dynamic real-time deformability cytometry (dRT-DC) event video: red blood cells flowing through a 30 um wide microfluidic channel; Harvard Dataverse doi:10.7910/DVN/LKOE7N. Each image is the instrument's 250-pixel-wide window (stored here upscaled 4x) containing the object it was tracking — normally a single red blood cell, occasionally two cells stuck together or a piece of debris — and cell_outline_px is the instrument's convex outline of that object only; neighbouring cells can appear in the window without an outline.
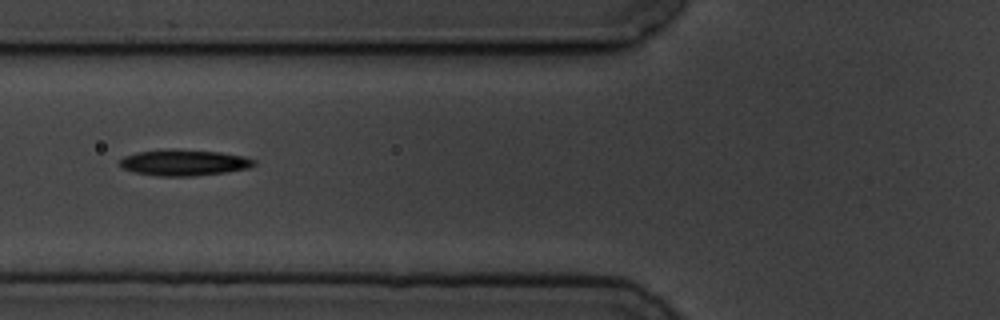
{"species": "common noctule bat (a hibernating species)", "species_latin": "Nyctalus noctula", "temperature_condition": "cold", "stored_images_in_passage": 7, "camera_frame_rate_fps": 3000, "um_per_image_px": 0.085, "animal": {"sex": "male", "body_mass_g": 19.5, "forearm_length_mm": 54.6}, "frame": {"image": 1, "passage_image": 3, "time_ms": 3.333, "image_size_px": [1000, 320], "cell_outline_px": [[256, 164], [248, 168], [224, 172], [196, 176], [160, 176], [132, 172], [120, 168], [120, 160], [124, 156], [136, 152], [220, 152], [244, 156], [256, 160]], "centroid_in_image_um": [15.65, 13.88], "position_along_channel_um": 110.1, "area_um2": 19.42}}
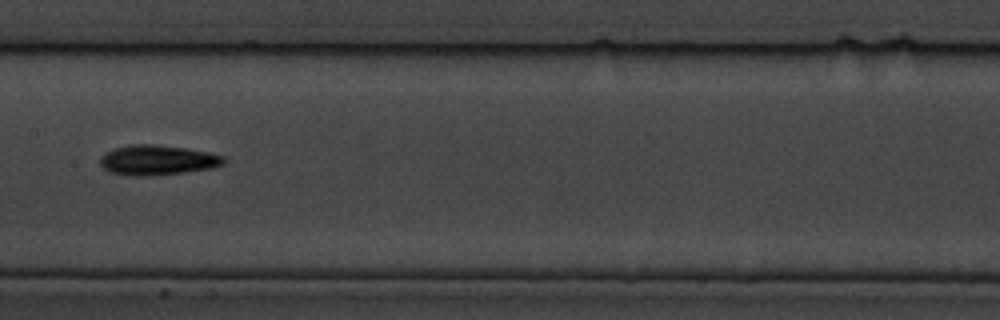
{"frame": {"image": 2, "passage_image": 5, "time_ms": 5.667, "image_size_px": [1000, 320], "cell_outline_px": [[228, 160], [224, 164], [212, 168], [184, 172], [152, 176], [132, 176], [108, 172], [100, 164], [100, 156], [116, 148], [132, 144], [152, 144], [184, 148], [208, 152], [224, 156]], "centroid_in_image_um": [13.4, 13.62], "position_along_channel_um": 194.0, "area_um2": 21.62}}
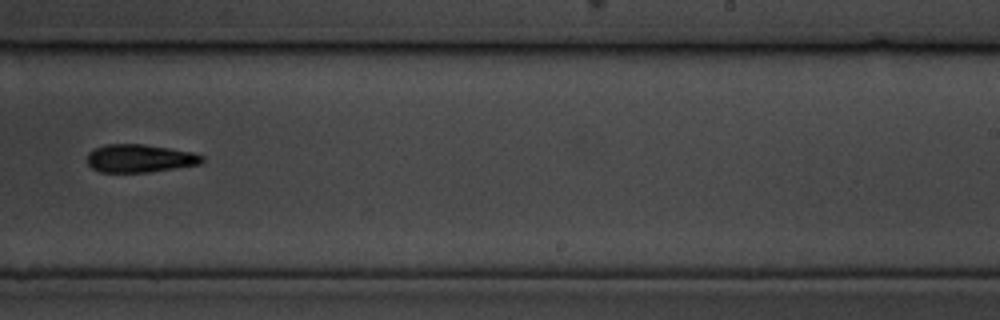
{"frame": {"image": 3, "passage_image": 7, "time_ms": 8.0, "image_size_px": [1000, 320], "cell_outline_px": [[204, 160], [200, 164], [148, 172], [100, 172], [92, 168], [84, 160], [88, 152], [104, 144], [144, 144], [192, 152], [204, 156]], "centroid_in_image_um": [11.83, 13.46], "position_along_channel_um": 277.2, "area_um2": 18.84}}